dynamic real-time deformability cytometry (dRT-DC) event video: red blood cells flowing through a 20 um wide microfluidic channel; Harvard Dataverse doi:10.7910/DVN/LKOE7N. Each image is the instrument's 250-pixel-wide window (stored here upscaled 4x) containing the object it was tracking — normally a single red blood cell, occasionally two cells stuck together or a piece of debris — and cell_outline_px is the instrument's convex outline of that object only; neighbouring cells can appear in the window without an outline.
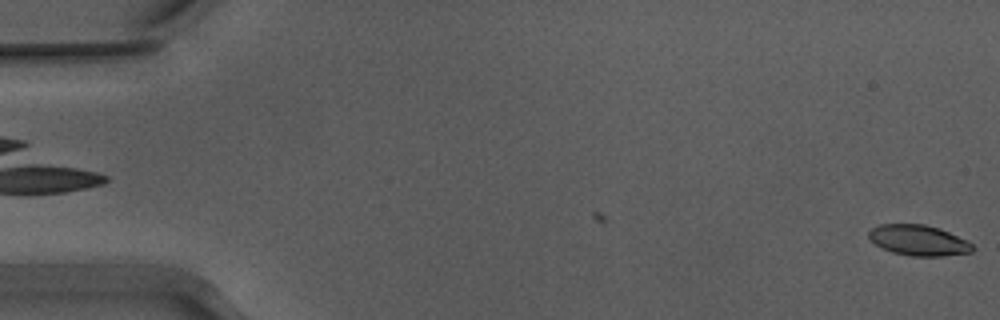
{"species": "Egyptian fruit bat (a non-hibernating species)", "species_latin": "Rousettus aegyptiacus", "temperature_condition": "warm", "stored_images_in_passage": 2, "camera_frame_rate_fps": 3000, "um_per_image_px": 0.085, "animal": {"sex": "male"}, "frame": {"image": 1, "passage_image": 2, "time_ms": 0.333, "image_size_px": [1000, 320], "cell_outline_px": [[976, 248], [972, 252], [940, 256], [912, 256], [892, 252], [876, 244], [868, 236], [868, 232], [872, 228], [880, 224], [924, 224], [940, 228], [968, 240]], "centroid_in_image_um": [78.12, 20.42], "position_along_channel_um": 6.9, "area_um2": 18.5}}